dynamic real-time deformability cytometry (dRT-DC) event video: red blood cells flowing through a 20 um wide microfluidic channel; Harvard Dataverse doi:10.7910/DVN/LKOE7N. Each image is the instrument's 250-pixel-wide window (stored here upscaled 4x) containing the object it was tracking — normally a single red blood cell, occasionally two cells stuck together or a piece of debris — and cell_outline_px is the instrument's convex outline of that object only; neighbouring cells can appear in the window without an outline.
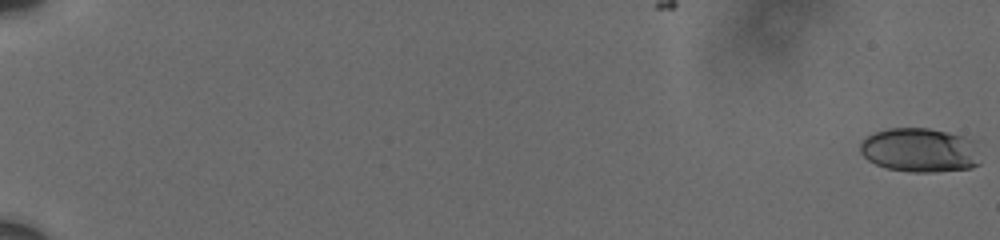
{"species": "human", "species_latin": "Homo sapiens", "temperature_condition": "cold", "stored_images_in_passage": 8, "segment_of_instrument_passage": [1, 2], "camera_frame_rate_fps": 3000, "um_per_image_px": 0.085, "donor": {"sex": "male"}, "frame": {"image": 1, "passage_image": 1, "time_ms": 0.0, "image_size_px": [1000, 240], "cell_outline_px": [[980, 164], [972, 168], [932, 172], [912, 172], [888, 168], [876, 164], [868, 160], [860, 152], [860, 144], [868, 136], [876, 132], [888, 128], [928, 128], [960, 136], [972, 140]], "centroid_in_image_um": [78.15, 12.77], "position_along_channel_um": 6.8, "area_um2": 30.46}}